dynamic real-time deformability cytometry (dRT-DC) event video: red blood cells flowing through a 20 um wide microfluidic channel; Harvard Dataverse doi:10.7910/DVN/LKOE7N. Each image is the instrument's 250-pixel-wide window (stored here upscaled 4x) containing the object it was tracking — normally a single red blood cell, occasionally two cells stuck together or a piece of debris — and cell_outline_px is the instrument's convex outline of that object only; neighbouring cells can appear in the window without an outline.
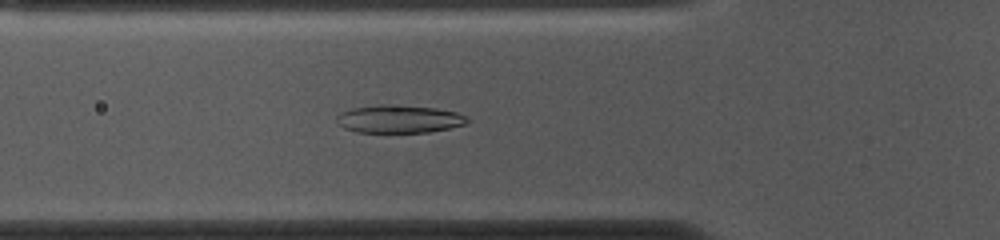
{"species": "common noctule bat (a hibernating species)", "species_latin": "Nyctalus noctula", "temperature_condition": "cold", "stored_images_in_passage": 53, "camera_frame_rate_fps": 3000, "um_per_image_px": 0.085, "animal": {"sex": "female", "body_mass_g": 10.0, "forearm_length_mm": 53.1}, "frame": {"image": 1, "passage_image": 17, "time_ms": 5.333, "image_size_px": [1000, 240], "cell_outline_px": [[472, 120], [464, 124], [448, 128], [428, 132], [356, 132], [344, 128], [336, 120], [336, 116], [340, 112], [352, 108], [380, 104], [388, 104], [436, 108], [456, 112]], "centroid_in_image_um": [33.89, 10.11], "position_along_channel_um": 91.9, "area_um2": 21.15}}
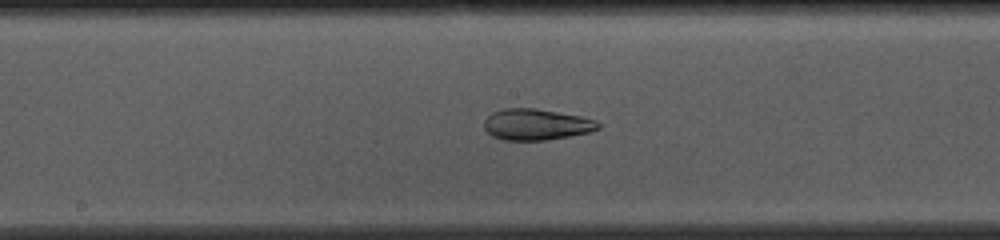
{"frame": {"image": 2, "passage_image": 26, "time_ms": 8.333, "image_size_px": [1000, 240], "cell_outline_px": [[600, 128], [592, 132], [544, 140], [504, 140], [492, 136], [484, 128], [484, 120], [492, 112], [504, 108], [536, 108], [580, 116], [596, 120], [600, 124]], "centroid_in_image_um": [45.59, 10.57], "position_along_channel_um": 202.6, "area_um2": 20.75}}
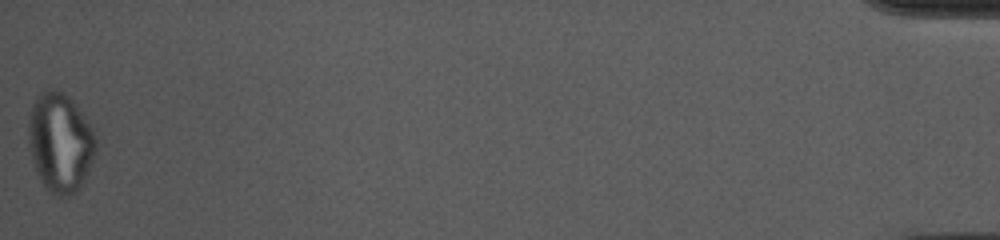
{"frame": {"image": 3, "passage_image": 53, "time_ms": 17.333, "image_size_px": [1000, 240], "cell_outline_px": [[96, 152], [80, 192], [68, 196], [52, 196], [44, 188], [36, 172], [32, 160], [28, 144], [28, 120], [32, 104], [36, 96], [40, 92], [48, 88], [52, 88], [64, 92], [76, 104], [92, 128], [96, 136]], "centroid_in_image_um": [5.11, 12.14], "position_along_channel_um": 430.1, "area_um2": 39.94}, "authors_computed_cell_mechanics": {"area_um2": 25.143, "velocity_mm_per_s": 3.6659, "shape_relaxation_time_tau1_ms": null, "shape_relaxation_time_tau2_ms": 2.362, "deformation_change_tau1": null, "deformation_change_tau2": 0.0844}}